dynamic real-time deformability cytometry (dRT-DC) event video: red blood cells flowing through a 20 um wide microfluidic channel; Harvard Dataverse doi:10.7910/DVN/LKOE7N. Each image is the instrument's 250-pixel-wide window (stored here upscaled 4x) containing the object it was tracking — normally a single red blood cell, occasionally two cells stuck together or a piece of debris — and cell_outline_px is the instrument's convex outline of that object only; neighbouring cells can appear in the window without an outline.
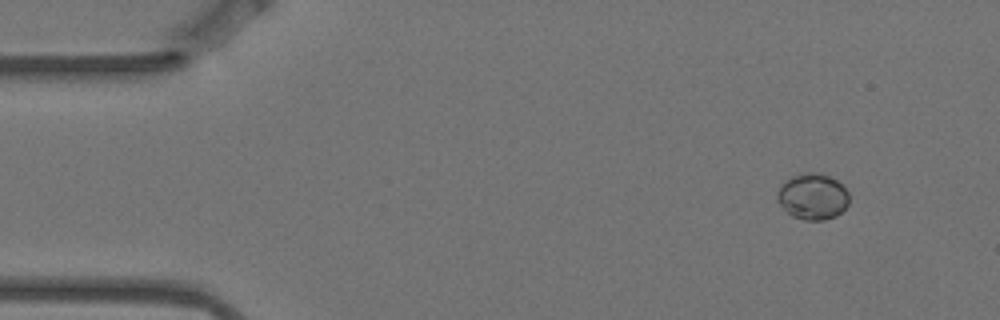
{"species": "Egyptian fruit bat (a non-hibernating species)", "species_latin": "Rousettus aegyptiacus", "temperature_condition": "warm", "stored_images_in_passage": 5, "camera_frame_rate_fps": 3000, "um_per_image_px": 0.085, "animal": {"sex": "female"}, "frame": {"image": 1, "passage_image": 1, "time_ms": 0.0, "image_size_px": [1000, 320], "cell_outline_px": [[848, 204], [836, 216], [824, 220], [804, 220], [792, 216], [776, 200], [776, 192], [780, 184], [792, 176], [808, 172], [820, 172], [844, 184], [848, 192]], "centroid_in_image_um": [69.07, 16.69], "position_along_channel_um": 15.9, "area_um2": 19.48}}
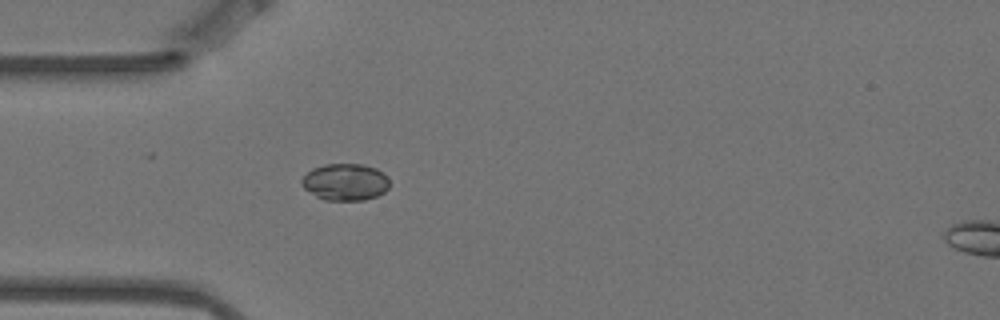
{"frame": {"image": 2, "passage_image": 4, "time_ms": 1.0, "image_size_px": [1000, 320], "cell_outline_px": [[388, 188], [384, 192], [376, 196], [364, 200], [324, 200], [316, 196], [304, 188], [300, 184], [300, 180], [312, 168], [324, 164], [364, 164], [376, 168], [384, 172], [388, 180]], "centroid_in_image_um": [29.34, 15.46], "position_along_channel_um": 55.7, "area_um2": 18.96}}